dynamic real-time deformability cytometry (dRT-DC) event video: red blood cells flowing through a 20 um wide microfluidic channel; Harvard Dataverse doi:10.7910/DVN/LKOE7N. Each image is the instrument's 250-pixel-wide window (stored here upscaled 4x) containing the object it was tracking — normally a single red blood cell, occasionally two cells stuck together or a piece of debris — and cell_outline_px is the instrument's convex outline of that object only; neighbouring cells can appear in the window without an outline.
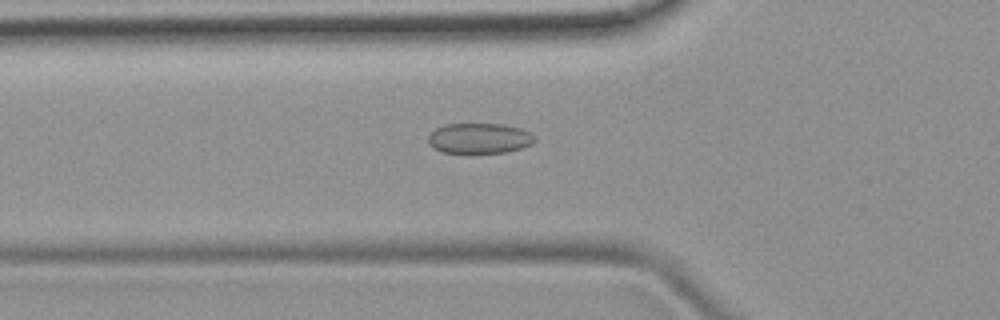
{"species": "common noctule bat (a hibernating species)", "species_latin": "Nyctalus noctula", "temperature_condition": "room temperature", "stored_images_in_passage": 49, "camera_frame_rate_fps": 3000, "um_per_image_px": 0.085, "animal": {"sex": "female", "body_mass_g": 19.9}, "frame": {"image": 1, "passage_image": 17, "time_ms": 5.333, "image_size_px": [1000, 320], "cell_outline_px": [[536, 140], [532, 144], [520, 148], [504, 152], [440, 152], [432, 148], [428, 144], [428, 136], [436, 128], [444, 124], [504, 124], [520, 128], [536, 136]], "centroid_in_image_um": [40.72, 11.74], "position_along_channel_um": 85.1, "area_um2": 18.79}}
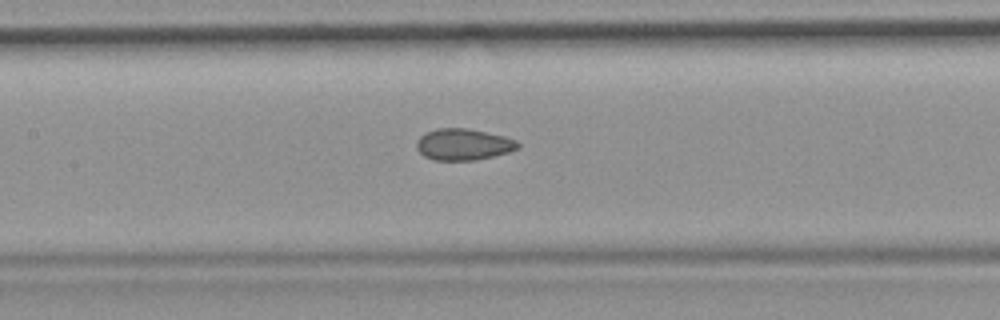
{"frame": {"image": 2, "passage_image": 23, "time_ms": 7.333, "image_size_px": [1000, 320], "cell_outline_px": [[520, 148], [508, 152], [476, 160], [432, 160], [424, 156], [416, 148], [416, 140], [424, 132], [436, 128], [468, 128], [504, 136], [516, 140], [520, 144]], "centroid_in_image_um": [39.36, 12.27], "position_along_channel_um": 168.0, "area_um2": 18.73}}
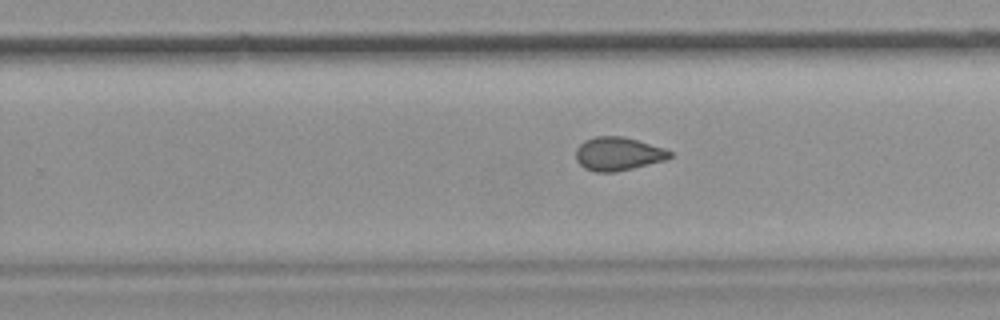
{"frame": {"image": 3, "passage_image": 31, "time_ms": 10.0, "image_size_px": [1000, 320], "cell_outline_px": [[672, 156], [664, 160], [616, 172], [596, 172], [584, 168], [576, 160], [576, 148], [584, 140], [596, 136], [624, 136], [664, 148], [672, 152]], "centroid_in_image_um": [52.51, 13.07], "position_along_channel_um": 277.3, "area_um2": 18.26}}